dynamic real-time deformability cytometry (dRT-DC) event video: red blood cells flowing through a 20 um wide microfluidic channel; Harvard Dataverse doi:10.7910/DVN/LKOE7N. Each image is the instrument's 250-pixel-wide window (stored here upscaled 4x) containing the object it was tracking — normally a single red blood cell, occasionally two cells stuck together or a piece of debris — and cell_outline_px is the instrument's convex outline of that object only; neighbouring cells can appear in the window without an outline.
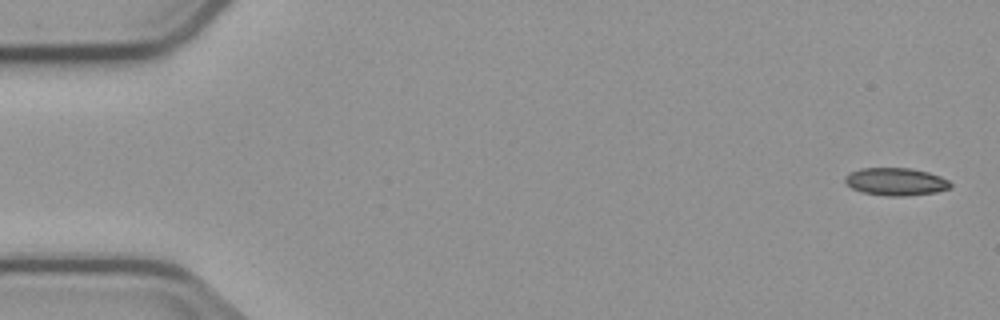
{"species": "common noctule bat (a hibernating species)", "species_latin": "Nyctalus noctula", "temperature_condition": "cold", "stored_images_in_passage": 3, "camera_frame_rate_fps": 3000, "um_per_image_px": 0.085, "animal": {"sex": "male", "body_mass_g": 23.1, "forearm_length_mm": 52.7}, "frame": {"image": 1, "passage_image": 1, "time_ms": 0.0, "image_size_px": [1000, 320], "cell_outline_px": [[952, 188], [936, 192], [908, 196], [888, 196], [860, 192], [852, 188], [844, 180], [844, 176], [848, 172], [860, 168], [912, 168], [928, 172], [940, 176], [948, 180], [952, 184]], "centroid_in_image_um": [76.14, 15.44], "position_along_channel_um": 8.9, "area_um2": 17.22}}